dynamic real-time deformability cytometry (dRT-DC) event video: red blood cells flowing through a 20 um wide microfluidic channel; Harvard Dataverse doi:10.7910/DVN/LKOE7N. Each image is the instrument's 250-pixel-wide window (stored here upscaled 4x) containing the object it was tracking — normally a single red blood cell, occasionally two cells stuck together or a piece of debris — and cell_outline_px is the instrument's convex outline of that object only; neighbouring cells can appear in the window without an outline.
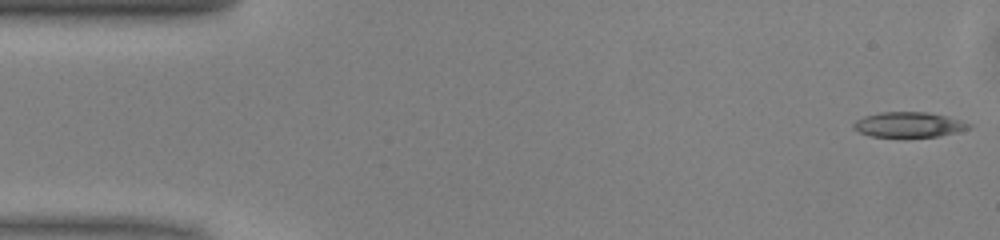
{"species": "common noctule bat (a hibernating species)", "species_latin": "Nyctalus noctula", "temperature_condition": "warm", "stored_images_in_passage": 10, "camera_frame_rate_fps": 3000, "um_per_image_px": 0.085, "animal": {"sex": "male", "body_mass_g": 13.0, "forearm_length_mm": 53.1}, "frame": {"image": 1, "passage_image": 1, "time_ms": 0.0, "image_size_px": [1000, 240], "cell_outline_px": [[972, 128], [940, 136], [872, 136], [860, 132], [852, 128], [852, 124], [856, 120], [864, 116], [880, 112], [928, 112], [944, 116], [972, 124]], "centroid_in_image_um": [77.23, 10.59], "position_along_channel_um": 7.8, "area_um2": 16.65}}